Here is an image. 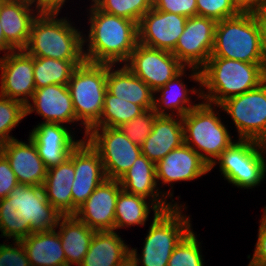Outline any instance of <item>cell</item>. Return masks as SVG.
Listing matches in <instances>:
<instances>
[{
    "label": "cell",
    "instance_id": "1",
    "mask_svg": "<svg viewBox=\"0 0 266 266\" xmlns=\"http://www.w3.org/2000/svg\"><path fill=\"white\" fill-rule=\"evenodd\" d=\"M61 216L47 200L43 186L18 183L0 199V236L21 241L31 233L57 229Z\"/></svg>",
    "mask_w": 266,
    "mask_h": 266
},
{
    "label": "cell",
    "instance_id": "2",
    "mask_svg": "<svg viewBox=\"0 0 266 266\" xmlns=\"http://www.w3.org/2000/svg\"><path fill=\"white\" fill-rule=\"evenodd\" d=\"M88 49L83 50L84 59L90 63H126L138 42V23L107 14L91 4Z\"/></svg>",
    "mask_w": 266,
    "mask_h": 266
},
{
    "label": "cell",
    "instance_id": "3",
    "mask_svg": "<svg viewBox=\"0 0 266 266\" xmlns=\"http://www.w3.org/2000/svg\"><path fill=\"white\" fill-rule=\"evenodd\" d=\"M201 70V98L219 106L226 99L257 88L266 80V63H246L222 57H209Z\"/></svg>",
    "mask_w": 266,
    "mask_h": 266
},
{
    "label": "cell",
    "instance_id": "4",
    "mask_svg": "<svg viewBox=\"0 0 266 266\" xmlns=\"http://www.w3.org/2000/svg\"><path fill=\"white\" fill-rule=\"evenodd\" d=\"M56 16L58 12L38 14L24 50L33 57L69 60L77 67L85 61L83 35L66 18Z\"/></svg>",
    "mask_w": 266,
    "mask_h": 266
},
{
    "label": "cell",
    "instance_id": "5",
    "mask_svg": "<svg viewBox=\"0 0 266 266\" xmlns=\"http://www.w3.org/2000/svg\"><path fill=\"white\" fill-rule=\"evenodd\" d=\"M210 57H222L246 63H266L259 28L253 13H240L217 21Z\"/></svg>",
    "mask_w": 266,
    "mask_h": 266
},
{
    "label": "cell",
    "instance_id": "6",
    "mask_svg": "<svg viewBox=\"0 0 266 266\" xmlns=\"http://www.w3.org/2000/svg\"><path fill=\"white\" fill-rule=\"evenodd\" d=\"M181 209V210H180ZM182 205L154 214L153 221L145 237L142 256L130 247V256L139 266H168L175 247L192 230L190 217L183 215Z\"/></svg>",
    "mask_w": 266,
    "mask_h": 266
},
{
    "label": "cell",
    "instance_id": "7",
    "mask_svg": "<svg viewBox=\"0 0 266 266\" xmlns=\"http://www.w3.org/2000/svg\"><path fill=\"white\" fill-rule=\"evenodd\" d=\"M77 121L85 126L84 138L99 121L107 91V64L84 61L72 72L67 84Z\"/></svg>",
    "mask_w": 266,
    "mask_h": 266
},
{
    "label": "cell",
    "instance_id": "8",
    "mask_svg": "<svg viewBox=\"0 0 266 266\" xmlns=\"http://www.w3.org/2000/svg\"><path fill=\"white\" fill-rule=\"evenodd\" d=\"M212 106L202 102L182 116L184 144L194 149L209 166L234 143Z\"/></svg>",
    "mask_w": 266,
    "mask_h": 266
},
{
    "label": "cell",
    "instance_id": "9",
    "mask_svg": "<svg viewBox=\"0 0 266 266\" xmlns=\"http://www.w3.org/2000/svg\"><path fill=\"white\" fill-rule=\"evenodd\" d=\"M265 154V143L238 139L220 154L210 170L219 163L225 180L238 188L251 189L258 186L266 176Z\"/></svg>",
    "mask_w": 266,
    "mask_h": 266
},
{
    "label": "cell",
    "instance_id": "10",
    "mask_svg": "<svg viewBox=\"0 0 266 266\" xmlns=\"http://www.w3.org/2000/svg\"><path fill=\"white\" fill-rule=\"evenodd\" d=\"M217 107L231 116L238 139L266 144V80L257 88L230 97Z\"/></svg>",
    "mask_w": 266,
    "mask_h": 266
},
{
    "label": "cell",
    "instance_id": "11",
    "mask_svg": "<svg viewBox=\"0 0 266 266\" xmlns=\"http://www.w3.org/2000/svg\"><path fill=\"white\" fill-rule=\"evenodd\" d=\"M86 140L99 153L107 179L119 180L142 154L119 128L92 127Z\"/></svg>",
    "mask_w": 266,
    "mask_h": 266
},
{
    "label": "cell",
    "instance_id": "12",
    "mask_svg": "<svg viewBox=\"0 0 266 266\" xmlns=\"http://www.w3.org/2000/svg\"><path fill=\"white\" fill-rule=\"evenodd\" d=\"M217 21L208 17L187 18L184 32L171 52L185 67L192 70L191 78L200 83L201 68L207 63L214 45ZM194 71V72H193Z\"/></svg>",
    "mask_w": 266,
    "mask_h": 266
},
{
    "label": "cell",
    "instance_id": "13",
    "mask_svg": "<svg viewBox=\"0 0 266 266\" xmlns=\"http://www.w3.org/2000/svg\"><path fill=\"white\" fill-rule=\"evenodd\" d=\"M125 65L154 92L185 68L171 52L140 43Z\"/></svg>",
    "mask_w": 266,
    "mask_h": 266
},
{
    "label": "cell",
    "instance_id": "14",
    "mask_svg": "<svg viewBox=\"0 0 266 266\" xmlns=\"http://www.w3.org/2000/svg\"><path fill=\"white\" fill-rule=\"evenodd\" d=\"M75 169L72 183V215L107 177L99 153L83 139L69 154Z\"/></svg>",
    "mask_w": 266,
    "mask_h": 266
},
{
    "label": "cell",
    "instance_id": "15",
    "mask_svg": "<svg viewBox=\"0 0 266 266\" xmlns=\"http://www.w3.org/2000/svg\"><path fill=\"white\" fill-rule=\"evenodd\" d=\"M34 57L25 50H13L0 58V95L22 102H30L35 92Z\"/></svg>",
    "mask_w": 266,
    "mask_h": 266
},
{
    "label": "cell",
    "instance_id": "16",
    "mask_svg": "<svg viewBox=\"0 0 266 266\" xmlns=\"http://www.w3.org/2000/svg\"><path fill=\"white\" fill-rule=\"evenodd\" d=\"M187 17L151 8L138 22V42L172 52L184 32Z\"/></svg>",
    "mask_w": 266,
    "mask_h": 266
},
{
    "label": "cell",
    "instance_id": "17",
    "mask_svg": "<svg viewBox=\"0 0 266 266\" xmlns=\"http://www.w3.org/2000/svg\"><path fill=\"white\" fill-rule=\"evenodd\" d=\"M121 190L118 180L106 179L77 209L74 216L95 231H114L115 207Z\"/></svg>",
    "mask_w": 266,
    "mask_h": 266
},
{
    "label": "cell",
    "instance_id": "18",
    "mask_svg": "<svg viewBox=\"0 0 266 266\" xmlns=\"http://www.w3.org/2000/svg\"><path fill=\"white\" fill-rule=\"evenodd\" d=\"M31 5L30 0H0V22L7 53L27 47L32 23L40 13H33Z\"/></svg>",
    "mask_w": 266,
    "mask_h": 266
},
{
    "label": "cell",
    "instance_id": "19",
    "mask_svg": "<svg viewBox=\"0 0 266 266\" xmlns=\"http://www.w3.org/2000/svg\"><path fill=\"white\" fill-rule=\"evenodd\" d=\"M28 143L16 138L0 144V152L6 157L18 183L42 186L47 168L39 156L36 145L31 138Z\"/></svg>",
    "mask_w": 266,
    "mask_h": 266
},
{
    "label": "cell",
    "instance_id": "20",
    "mask_svg": "<svg viewBox=\"0 0 266 266\" xmlns=\"http://www.w3.org/2000/svg\"><path fill=\"white\" fill-rule=\"evenodd\" d=\"M63 124L39 123L29 137L36 145L47 169L57 166L69 157L70 152L83 140L73 139L71 130Z\"/></svg>",
    "mask_w": 266,
    "mask_h": 266
},
{
    "label": "cell",
    "instance_id": "21",
    "mask_svg": "<svg viewBox=\"0 0 266 266\" xmlns=\"http://www.w3.org/2000/svg\"><path fill=\"white\" fill-rule=\"evenodd\" d=\"M29 102L25 105L26 116L36 110L45 121L43 123H74L77 122L72 98L67 85H47L36 89Z\"/></svg>",
    "mask_w": 266,
    "mask_h": 266
},
{
    "label": "cell",
    "instance_id": "22",
    "mask_svg": "<svg viewBox=\"0 0 266 266\" xmlns=\"http://www.w3.org/2000/svg\"><path fill=\"white\" fill-rule=\"evenodd\" d=\"M210 171L208 163L194 149L183 144L156 164V179L166 185L198 179Z\"/></svg>",
    "mask_w": 266,
    "mask_h": 266
},
{
    "label": "cell",
    "instance_id": "23",
    "mask_svg": "<svg viewBox=\"0 0 266 266\" xmlns=\"http://www.w3.org/2000/svg\"><path fill=\"white\" fill-rule=\"evenodd\" d=\"M118 181L125 192L136 194L146 199L151 197L149 201L152 200L151 202L161 211L168 210L173 206L178 205L176 202L171 204L166 200L168 197L172 198V192L166 193V191H158L156 164L142 154L134 161L132 167L129 168ZM159 194L161 195L159 196Z\"/></svg>",
    "mask_w": 266,
    "mask_h": 266
},
{
    "label": "cell",
    "instance_id": "24",
    "mask_svg": "<svg viewBox=\"0 0 266 266\" xmlns=\"http://www.w3.org/2000/svg\"><path fill=\"white\" fill-rule=\"evenodd\" d=\"M177 117V118H175ZM184 144L182 117L174 115H158L152 132L141 145L142 155L157 164L170 151Z\"/></svg>",
    "mask_w": 266,
    "mask_h": 266
},
{
    "label": "cell",
    "instance_id": "25",
    "mask_svg": "<svg viewBox=\"0 0 266 266\" xmlns=\"http://www.w3.org/2000/svg\"><path fill=\"white\" fill-rule=\"evenodd\" d=\"M114 66L107 64V91L119 99L141 106L144 110L153 108L154 91L125 64L119 70H114Z\"/></svg>",
    "mask_w": 266,
    "mask_h": 266
},
{
    "label": "cell",
    "instance_id": "26",
    "mask_svg": "<svg viewBox=\"0 0 266 266\" xmlns=\"http://www.w3.org/2000/svg\"><path fill=\"white\" fill-rule=\"evenodd\" d=\"M74 179V164L69 157L59 165L47 169L43 190L49 203L62 216L72 215L71 187Z\"/></svg>",
    "mask_w": 266,
    "mask_h": 266
},
{
    "label": "cell",
    "instance_id": "27",
    "mask_svg": "<svg viewBox=\"0 0 266 266\" xmlns=\"http://www.w3.org/2000/svg\"><path fill=\"white\" fill-rule=\"evenodd\" d=\"M66 266H79L90 247L95 230L78 220L74 215L61 216L57 222Z\"/></svg>",
    "mask_w": 266,
    "mask_h": 266
},
{
    "label": "cell",
    "instance_id": "28",
    "mask_svg": "<svg viewBox=\"0 0 266 266\" xmlns=\"http://www.w3.org/2000/svg\"><path fill=\"white\" fill-rule=\"evenodd\" d=\"M129 257L130 249L116 231H96L79 266H118Z\"/></svg>",
    "mask_w": 266,
    "mask_h": 266
},
{
    "label": "cell",
    "instance_id": "29",
    "mask_svg": "<svg viewBox=\"0 0 266 266\" xmlns=\"http://www.w3.org/2000/svg\"><path fill=\"white\" fill-rule=\"evenodd\" d=\"M30 266H66L61 238L56 230L31 233L21 240Z\"/></svg>",
    "mask_w": 266,
    "mask_h": 266
},
{
    "label": "cell",
    "instance_id": "30",
    "mask_svg": "<svg viewBox=\"0 0 266 266\" xmlns=\"http://www.w3.org/2000/svg\"><path fill=\"white\" fill-rule=\"evenodd\" d=\"M187 67H185L179 74H177L174 78H172L170 81H168L165 86L160 87L158 90H156L154 93H161L160 98L156 99V96L154 97V107L153 110L157 115H172L174 116V111H177L175 114L177 116H184L186 115L191 109L196 108L198 104H191L190 97L188 96L189 92L198 94V97L201 96L202 90L199 88V90L196 91V88L194 89L192 87V90L188 91L187 86L184 84L182 79H180L182 76H184ZM186 87V88H185ZM199 92V93H198ZM164 105V106H163ZM193 105V106H192ZM171 109L172 113H167L165 110Z\"/></svg>",
    "mask_w": 266,
    "mask_h": 266
},
{
    "label": "cell",
    "instance_id": "31",
    "mask_svg": "<svg viewBox=\"0 0 266 266\" xmlns=\"http://www.w3.org/2000/svg\"><path fill=\"white\" fill-rule=\"evenodd\" d=\"M150 208L154 214H159L161 210L154 204L148 203L146 198L125 192L123 189L118 194L115 207L114 231L122 227L131 225H145Z\"/></svg>",
    "mask_w": 266,
    "mask_h": 266
},
{
    "label": "cell",
    "instance_id": "32",
    "mask_svg": "<svg viewBox=\"0 0 266 266\" xmlns=\"http://www.w3.org/2000/svg\"><path fill=\"white\" fill-rule=\"evenodd\" d=\"M76 66L69 60L34 57L33 76L35 88L47 85H67Z\"/></svg>",
    "mask_w": 266,
    "mask_h": 266
},
{
    "label": "cell",
    "instance_id": "33",
    "mask_svg": "<svg viewBox=\"0 0 266 266\" xmlns=\"http://www.w3.org/2000/svg\"><path fill=\"white\" fill-rule=\"evenodd\" d=\"M144 111L141 106L119 99L106 91L101 117L93 127L118 128L122 124L132 121Z\"/></svg>",
    "mask_w": 266,
    "mask_h": 266
},
{
    "label": "cell",
    "instance_id": "34",
    "mask_svg": "<svg viewBox=\"0 0 266 266\" xmlns=\"http://www.w3.org/2000/svg\"><path fill=\"white\" fill-rule=\"evenodd\" d=\"M101 11L138 23L152 8V0H92Z\"/></svg>",
    "mask_w": 266,
    "mask_h": 266
},
{
    "label": "cell",
    "instance_id": "35",
    "mask_svg": "<svg viewBox=\"0 0 266 266\" xmlns=\"http://www.w3.org/2000/svg\"><path fill=\"white\" fill-rule=\"evenodd\" d=\"M24 117L26 109L22 102L0 95V144L15 139L9 134Z\"/></svg>",
    "mask_w": 266,
    "mask_h": 266
},
{
    "label": "cell",
    "instance_id": "36",
    "mask_svg": "<svg viewBox=\"0 0 266 266\" xmlns=\"http://www.w3.org/2000/svg\"><path fill=\"white\" fill-rule=\"evenodd\" d=\"M191 230L175 247L168 266H204L200 244Z\"/></svg>",
    "mask_w": 266,
    "mask_h": 266
},
{
    "label": "cell",
    "instance_id": "37",
    "mask_svg": "<svg viewBox=\"0 0 266 266\" xmlns=\"http://www.w3.org/2000/svg\"><path fill=\"white\" fill-rule=\"evenodd\" d=\"M158 115L153 108L145 110L132 121L118 127L133 143L141 146L152 132L153 124Z\"/></svg>",
    "mask_w": 266,
    "mask_h": 266
},
{
    "label": "cell",
    "instance_id": "38",
    "mask_svg": "<svg viewBox=\"0 0 266 266\" xmlns=\"http://www.w3.org/2000/svg\"><path fill=\"white\" fill-rule=\"evenodd\" d=\"M197 16L208 17L216 21L237 16L241 12L233 0H196Z\"/></svg>",
    "mask_w": 266,
    "mask_h": 266
},
{
    "label": "cell",
    "instance_id": "39",
    "mask_svg": "<svg viewBox=\"0 0 266 266\" xmlns=\"http://www.w3.org/2000/svg\"><path fill=\"white\" fill-rule=\"evenodd\" d=\"M152 7L159 11L175 13L187 18L197 16L196 0H152Z\"/></svg>",
    "mask_w": 266,
    "mask_h": 266
},
{
    "label": "cell",
    "instance_id": "40",
    "mask_svg": "<svg viewBox=\"0 0 266 266\" xmlns=\"http://www.w3.org/2000/svg\"><path fill=\"white\" fill-rule=\"evenodd\" d=\"M14 245L0 244V266H30L21 241H14Z\"/></svg>",
    "mask_w": 266,
    "mask_h": 266
},
{
    "label": "cell",
    "instance_id": "41",
    "mask_svg": "<svg viewBox=\"0 0 266 266\" xmlns=\"http://www.w3.org/2000/svg\"><path fill=\"white\" fill-rule=\"evenodd\" d=\"M18 180L6 157L0 152V199L9 196Z\"/></svg>",
    "mask_w": 266,
    "mask_h": 266
},
{
    "label": "cell",
    "instance_id": "42",
    "mask_svg": "<svg viewBox=\"0 0 266 266\" xmlns=\"http://www.w3.org/2000/svg\"><path fill=\"white\" fill-rule=\"evenodd\" d=\"M263 213L260 219L258 239L251 259L252 262L258 264H266V206Z\"/></svg>",
    "mask_w": 266,
    "mask_h": 266
},
{
    "label": "cell",
    "instance_id": "43",
    "mask_svg": "<svg viewBox=\"0 0 266 266\" xmlns=\"http://www.w3.org/2000/svg\"><path fill=\"white\" fill-rule=\"evenodd\" d=\"M253 16L259 28L261 47L266 57V7L253 12Z\"/></svg>",
    "mask_w": 266,
    "mask_h": 266
},
{
    "label": "cell",
    "instance_id": "44",
    "mask_svg": "<svg viewBox=\"0 0 266 266\" xmlns=\"http://www.w3.org/2000/svg\"><path fill=\"white\" fill-rule=\"evenodd\" d=\"M37 12H58L66 0H30ZM36 2V3H35Z\"/></svg>",
    "mask_w": 266,
    "mask_h": 266
},
{
    "label": "cell",
    "instance_id": "45",
    "mask_svg": "<svg viewBox=\"0 0 266 266\" xmlns=\"http://www.w3.org/2000/svg\"><path fill=\"white\" fill-rule=\"evenodd\" d=\"M241 13H253L259 10V0H233Z\"/></svg>",
    "mask_w": 266,
    "mask_h": 266
},
{
    "label": "cell",
    "instance_id": "46",
    "mask_svg": "<svg viewBox=\"0 0 266 266\" xmlns=\"http://www.w3.org/2000/svg\"><path fill=\"white\" fill-rule=\"evenodd\" d=\"M1 21V19H0ZM0 51H5V37L0 22Z\"/></svg>",
    "mask_w": 266,
    "mask_h": 266
},
{
    "label": "cell",
    "instance_id": "47",
    "mask_svg": "<svg viewBox=\"0 0 266 266\" xmlns=\"http://www.w3.org/2000/svg\"><path fill=\"white\" fill-rule=\"evenodd\" d=\"M118 266H138V265L135 263V261L130 256L122 264H120Z\"/></svg>",
    "mask_w": 266,
    "mask_h": 266
},
{
    "label": "cell",
    "instance_id": "48",
    "mask_svg": "<svg viewBox=\"0 0 266 266\" xmlns=\"http://www.w3.org/2000/svg\"><path fill=\"white\" fill-rule=\"evenodd\" d=\"M266 7V0H259V9Z\"/></svg>",
    "mask_w": 266,
    "mask_h": 266
},
{
    "label": "cell",
    "instance_id": "49",
    "mask_svg": "<svg viewBox=\"0 0 266 266\" xmlns=\"http://www.w3.org/2000/svg\"><path fill=\"white\" fill-rule=\"evenodd\" d=\"M248 266H266V264H258L255 262L250 261V263L248 264Z\"/></svg>",
    "mask_w": 266,
    "mask_h": 266
}]
</instances>
